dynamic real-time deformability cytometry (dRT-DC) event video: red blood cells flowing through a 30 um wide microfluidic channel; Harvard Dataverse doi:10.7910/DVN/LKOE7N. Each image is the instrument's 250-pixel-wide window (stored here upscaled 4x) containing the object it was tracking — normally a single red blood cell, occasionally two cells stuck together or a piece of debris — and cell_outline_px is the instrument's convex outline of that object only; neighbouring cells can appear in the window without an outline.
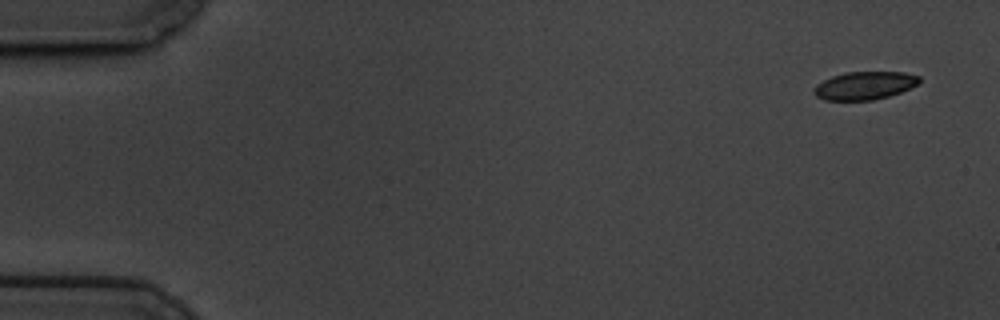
{"species": "common noctule bat (a hibernating species)", "species_latin": "Nyctalus noctula", "temperature_condition": "cold", "stored_images_in_passage": 5, "camera_frame_rate_fps": 3000, "um_per_image_px": 0.085, "animal": {"sex": "male", "body_mass_g": 19.5, "forearm_length_mm": 54.6}, "frame": {"image": 1, "passage_image": 1, "time_ms": 0.0, "image_size_px": [1000, 320], "cell_outline_px": [[920, 80], [916, 84], [900, 92], [888, 96], [872, 100], [824, 100], [816, 96], [812, 88], [816, 84], [832, 76], [844, 72], [904, 72], [920, 76]], "centroid_in_image_um": [73.45, 7.27], "position_along_channel_um": 11.6, "area_um2": 17.11}}
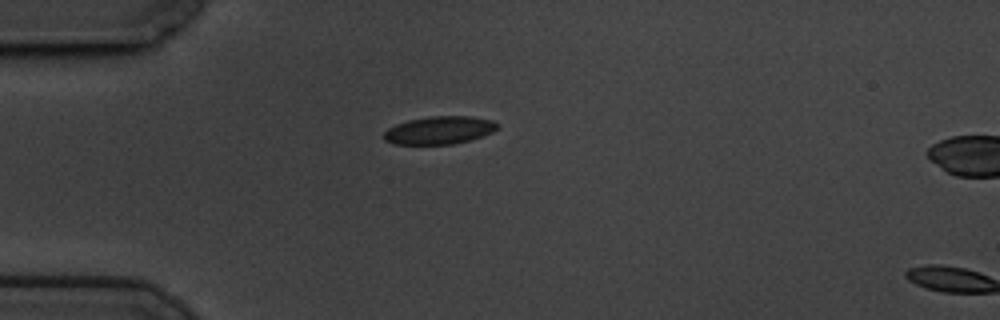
{"frame": {"image": 2, "passage_image": 4, "time_ms": 1.0, "image_size_px": [1000, 320], "cell_outline_px": [[496, 128], [492, 132], [468, 140], [452, 144], [392, 144], [384, 140], [384, 132], [388, 128], [396, 124], [408, 120], [432, 116], [472, 116], [492, 120], [496, 124]], "centroid_in_image_um": [37.29, 11.06], "position_along_channel_um": 47.7, "area_um2": 18.21}}